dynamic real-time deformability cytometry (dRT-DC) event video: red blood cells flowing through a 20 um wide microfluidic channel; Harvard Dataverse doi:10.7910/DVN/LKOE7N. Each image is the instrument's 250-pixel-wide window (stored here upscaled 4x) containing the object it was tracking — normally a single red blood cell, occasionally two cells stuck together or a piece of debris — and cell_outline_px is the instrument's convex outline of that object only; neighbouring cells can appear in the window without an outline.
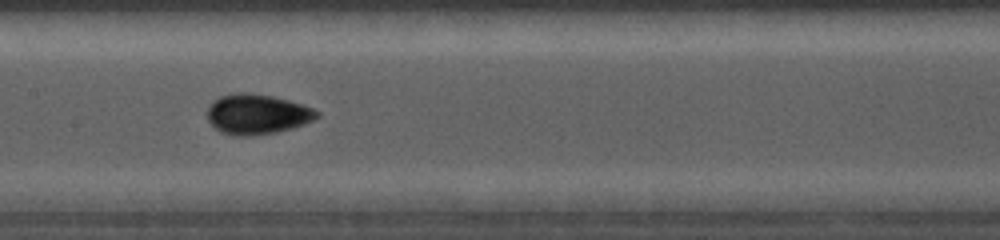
{"species": "common noctule bat (a hibernating species)", "species_latin": "Nyctalus noctula", "temperature_condition": "cold", "stored_images_in_passage": 32, "camera_frame_rate_fps": 5000, "um_per_image_px": 0.085, "animal": {"sex": "female", "body_mass_g": 19.0, "forearm_length_mm": 56.7}, "frame": {"image": 1, "passage_image": 15, "time_ms": 6.4, "image_size_px": [1000, 240], "cell_outline_px": [[320, 116], [304, 124], [292, 128], [276, 132], [252, 136], [236, 136], [220, 132], [208, 120], [208, 108], [212, 100], [220, 96], [236, 92], [248, 92], [272, 96], [288, 100], [312, 108], [320, 112]], "centroid_in_image_um": [21.84, 9.7], "position_along_channel_um": 185.6, "area_um2": 25.66}}
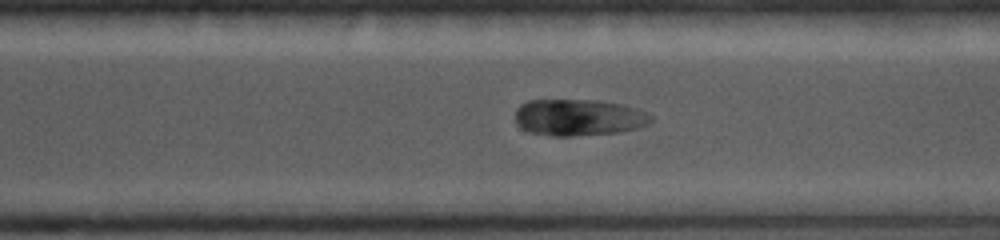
{"frame": {"image": 2, "passage_image": 22, "time_ms": 9.4, "image_size_px": [1000, 240], "cell_outline_px": [[652, 120], [636, 128], [620, 132], [572, 136], [552, 136], [532, 132], [520, 128], [516, 124], [516, 108], [520, 104], [528, 100], [596, 100], [620, 104], [636, 108], [652, 116]], "centroid_in_image_um": [49.13, 9.98], "position_along_channel_um": 321.5, "area_um2": 28.78}}
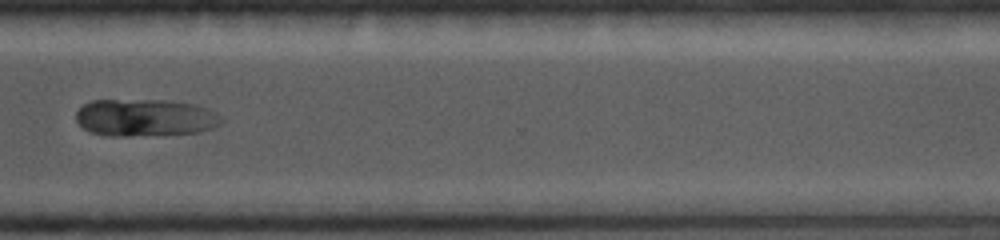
{"frame": {"image": 3, "passage_image": 24, "time_ms": 10.2, "image_size_px": [1000, 240], "cell_outline_px": [[224, 120], [220, 124], [212, 128], [200, 132], [128, 136], [108, 136], [88, 132], [76, 120], [76, 112], [84, 104], [92, 100], [164, 100], [196, 104], [208, 108]], "centroid_in_image_um": [12.32, 10.0], "position_along_channel_um": 358.3, "area_um2": 31.62}}